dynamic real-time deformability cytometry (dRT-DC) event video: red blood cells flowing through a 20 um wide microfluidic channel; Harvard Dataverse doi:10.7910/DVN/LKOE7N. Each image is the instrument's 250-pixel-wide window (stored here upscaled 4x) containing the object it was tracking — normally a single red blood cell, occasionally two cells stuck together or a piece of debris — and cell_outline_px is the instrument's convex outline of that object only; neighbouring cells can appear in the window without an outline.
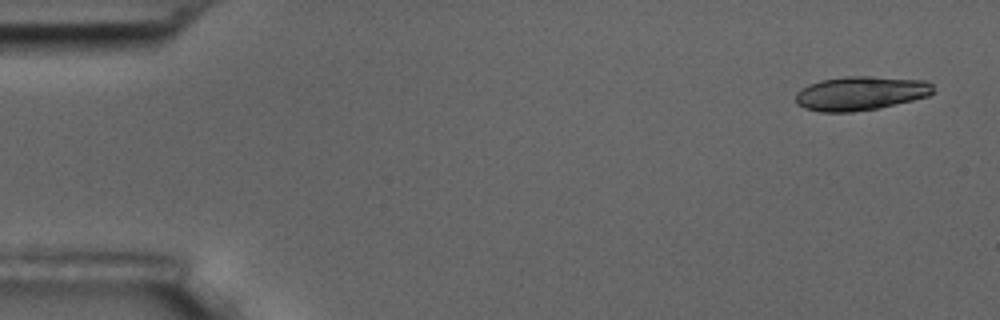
{"species": "common noctule bat (a hibernating species)", "species_latin": "Nyctalus noctula", "temperature_condition": "room temperature", "stored_images_in_passage": 5, "camera_frame_rate_fps": 3000, "um_per_image_px": 0.085, "animal": {"sex": "male", "body_mass_g": 17.5, "forearm_length_mm": 52.3}, "frame": {"image": 1, "passage_image": 1, "time_ms": 0.0, "image_size_px": [1000, 320], "cell_outline_px": [[936, 92], [928, 96], [880, 108], [852, 112], [820, 112], [804, 108], [796, 104], [796, 92], [808, 84], [820, 80], [844, 76], [868, 76], [928, 80], [932, 84]], "centroid_in_image_um": [73.16, 7.92], "position_along_channel_um": 11.8, "area_um2": 27.63}}
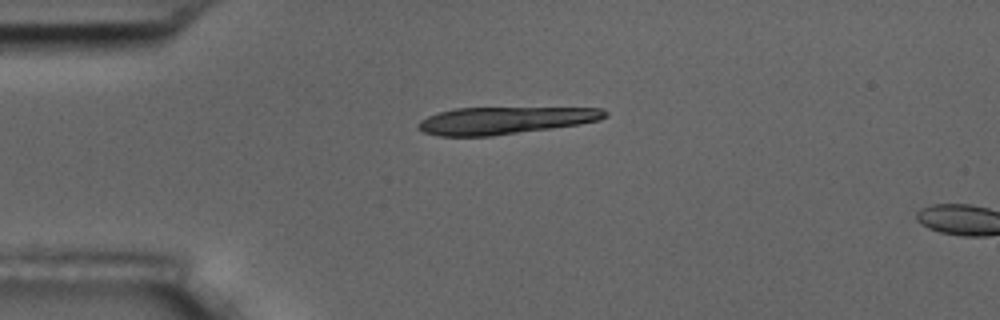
{"frame": {"image": 2, "passage_image": 4, "time_ms": 3.667, "image_size_px": [1000, 320], "cell_outline_px": [[608, 116], [600, 120], [580, 124], [552, 128], [492, 136], [440, 136], [424, 132], [416, 128], [416, 124], [420, 120], [428, 116], [440, 112], [456, 108], [604, 108], [608, 112]], "centroid_in_image_um": [42.92, 10.24], "position_along_channel_um": 42.1, "area_um2": 29.65}}